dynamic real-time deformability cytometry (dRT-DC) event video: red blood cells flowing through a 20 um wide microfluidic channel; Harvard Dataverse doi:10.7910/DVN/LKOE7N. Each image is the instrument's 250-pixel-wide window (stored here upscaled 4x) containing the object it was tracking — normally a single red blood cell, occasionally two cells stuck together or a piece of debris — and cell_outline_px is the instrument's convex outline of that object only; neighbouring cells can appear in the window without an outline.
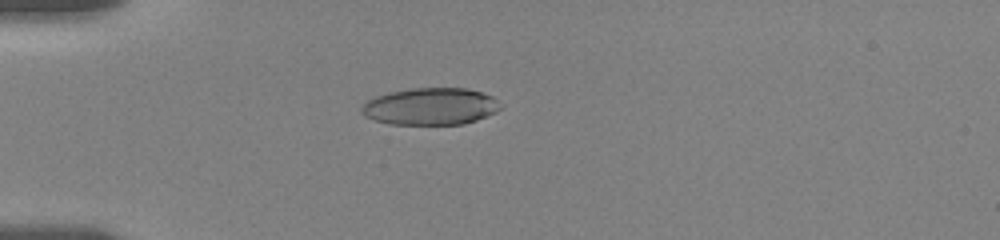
{"species": "human", "species_latin": "Homo sapiens", "temperature_condition": "room temperature", "stored_images_in_passage": 30, "camera_frame_rate_fps": 3000, "um_per_image_px": 0.085, "donor": {"sex": "female"}, "frame": {"image": 1, "passage_image": 6, "time_ms": 5.0, "image_size_px": [1000, 240], "cell_outline_px": [[504, 108], [496, 112], [476, 120], [464, 124], [388, 124], [364, 116], [360, 112], [360, 108], [368, 100], [376, 96], [388, 92], [412, 88], [464, 88], [480, 92], [492, 96]], "centroid_in_image_um": [36.59, 9.05], "position_along_channel_um": 48.4, "area_um2": 30.0}}
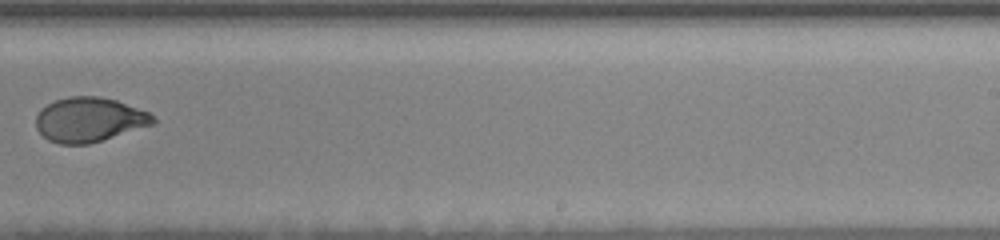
{"frame": {"image": 2, "passage_image": 15, "time_ms": 12.0, "image_size_px": [1000, 240], "cell_outline_px": [[156, 124], [88, 144], [60, 144], [48, 140], [36, 128], [36, 116], [48, 104], [56, 100], [72, 96], [100, 96], [116, 100], [148, 112], [156, 116]], "centroid_in_image_um": [7.63, 10.17], "position_along_channel_um": 281.4, "area_um2": 30.29}}
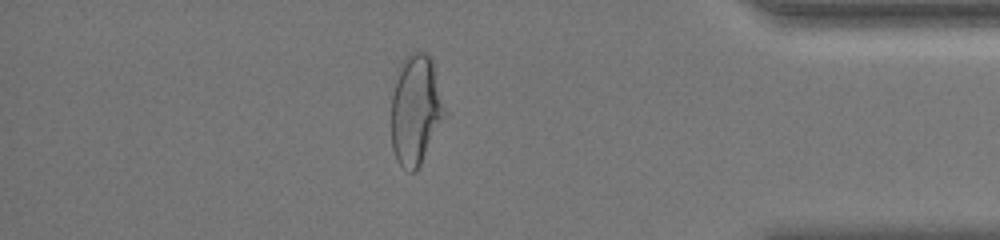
{"frame": {"image": 3, "passage_image": 25, "time_ms": 16.0, "image_size_px": [1000, 240], "cell_outline_px": [[444, 116], [416, 172], [408, 172], [396, 160], [392, 148], [392, 96], [400, 64], [404, 56], [412, 52], [428, 52], [432, 60], [444, 112]], "centroid_in_image_um": [35.29, 9.33], "position_along_channel_um": 399.9, "area_um2": 33.35}, "authors_computed_cell_mechanics": {"area_um2": 31.3276, "velocity_mm_per_s": 3.6307, "shape_relaxation_time_tau1_ms": 7.5199, "shape_relaxation_time_tau2_ms": 1.4178, "deformation_change_tau1": 0.2139, "deformation_change_tau2": 0.0529}}